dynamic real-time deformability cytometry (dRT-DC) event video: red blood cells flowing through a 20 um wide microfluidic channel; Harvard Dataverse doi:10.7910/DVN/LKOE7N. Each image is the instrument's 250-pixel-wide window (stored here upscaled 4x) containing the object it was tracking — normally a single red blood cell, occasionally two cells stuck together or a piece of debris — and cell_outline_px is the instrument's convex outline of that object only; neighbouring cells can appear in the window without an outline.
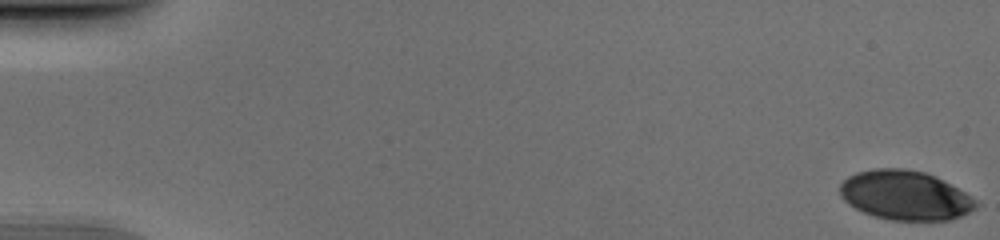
{"species": "human", "species_latin": "Homo sapiens", "temperature_condition": "cold", "stored_images_in_passage": 52, "camera_frame_rate_fps": 3000, "um_per_image_px": 0.085, "donor": {"sex": "male"}, "frame": {"image": 1, "passage_image": 1, "time_ms": 0.0, "image_size_px": [1000, 240], "cell_outline_px": [[980, 204], [976, 208], [960, 216], [948, 220], [892, 220], [872, 216], [848, 204], [840, 196], [840, 184], [848, 176], [856, 172], [872, 168], [904, 168], [924, 172], [936, 176], [964, 192], [976, 200]], "centroid_in_image_um": [76.92, 16.59], "position_along_channel_um": 8.1, "area_um2": 39.19}}
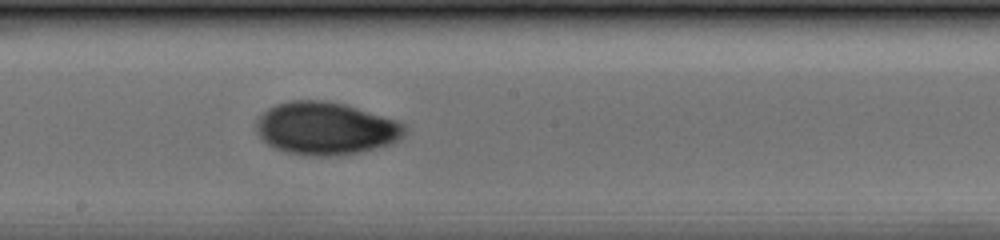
{"frame": {"image": 2, "passage_image": 30, "time_ms": 9.667, "image_size_px": [1000, 240], "cell_outline_px": [[404, 136], [400, 140], [376, 148], [360, 152], [340, 156], [308, 156], [284, 152], [268, 144], [256, 132], [256, 120], [268, 108], [276, 104], [292, 100], [324, 100], [344, 104], [396, 120], [404, 124]], "centroid_in_image_um": [27.67, 10.92], "position_along_channel_um": 220.5, "area_um2": 45.6}}
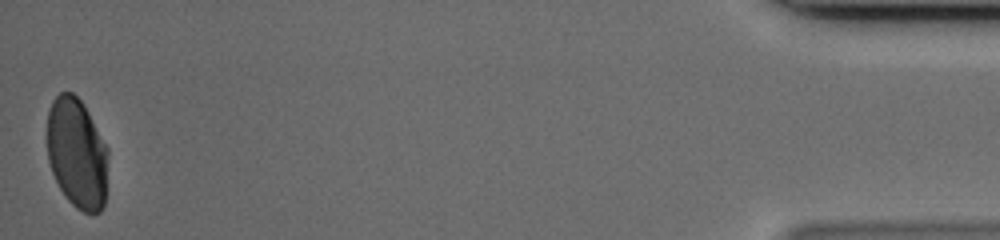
{"frame": {"image": 3, "passage_image": 52, "time_ms": 17.0, "image_size_px": [1000, 240], "cell_outline_px": [[108, 156], [104, 204], [100, 212], [84, 212], [76, 208], [64, 196], [52, 172], [48, 160], [48, 112], [52, 100], [60, 92], [72, 92], [84, 104], [108, 148]], "centroid_in_image_um": [6.55, 13.02], "position_along_channel_um": 428.7, "area_um2": 39.19}}